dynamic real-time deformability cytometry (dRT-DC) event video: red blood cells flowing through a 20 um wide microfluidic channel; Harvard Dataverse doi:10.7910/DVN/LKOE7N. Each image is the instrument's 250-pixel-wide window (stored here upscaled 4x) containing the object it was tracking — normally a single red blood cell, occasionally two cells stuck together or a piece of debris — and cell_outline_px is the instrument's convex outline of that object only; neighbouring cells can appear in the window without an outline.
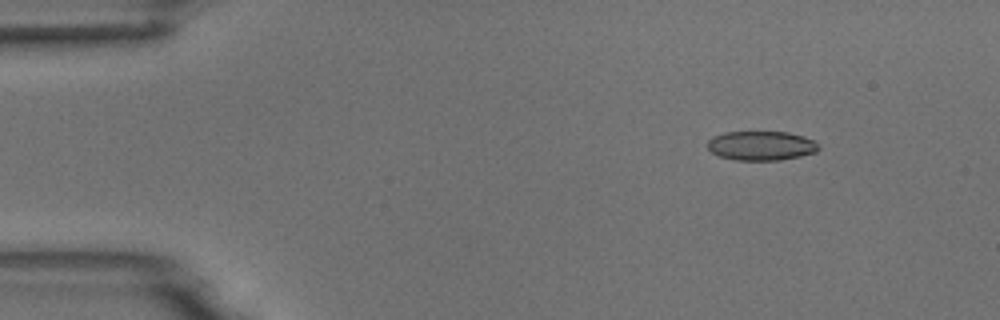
{"species": "common noctule bat (a hibernating species)", "species_latin": "Nyctalus noctula", "temperature_condition": "room temperature", "stored_images_in_passage": 6, "camera_frame_rate_fps": 3000, "um_per_image_px": 0.085, "animal": {"sex": "male", "body_mass_g": 18.8}, "frame": {"image": 1, "passage_image": 2, "time_ms": 1.333, "image_size_px": [1000, 320], "cell_outline_px": [[820, 148], [816, 152], [800, 156], [780, 160], [736, 160], [716, 156], [708, 148], [708, 140], [712, 136], [724, 132], [788, 132], [804, 136], [812, 140]], "centroid_in_image_um": [64.67, 12.38], "position_along_channel_um": 20.3, "area_um2": 19.02}}
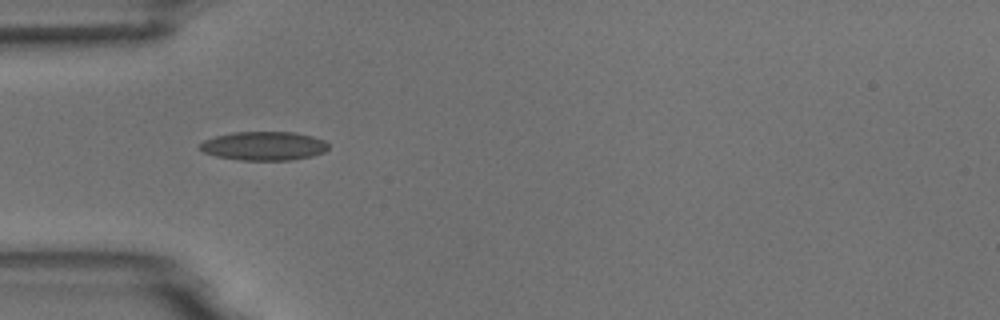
{"frame": {"image": 2, "passage_image": 5, "time_ms": 4.667, "image_size_px": [1000, 320], "cell_outline_px": [[328, 148], [324, 152], [312, 156], [292, 160], [240, 160], [216, 156], [204, 152], [200, 148], [200, 144], [204, 140], [216, 136], [232, 132], [292, 132], [312, 136], [324, 140], [328, 144]], "centroid_in_image_um": [22.44, 12.4], "position_along_channel_um": 62.6, "area_um2": 21.5}}